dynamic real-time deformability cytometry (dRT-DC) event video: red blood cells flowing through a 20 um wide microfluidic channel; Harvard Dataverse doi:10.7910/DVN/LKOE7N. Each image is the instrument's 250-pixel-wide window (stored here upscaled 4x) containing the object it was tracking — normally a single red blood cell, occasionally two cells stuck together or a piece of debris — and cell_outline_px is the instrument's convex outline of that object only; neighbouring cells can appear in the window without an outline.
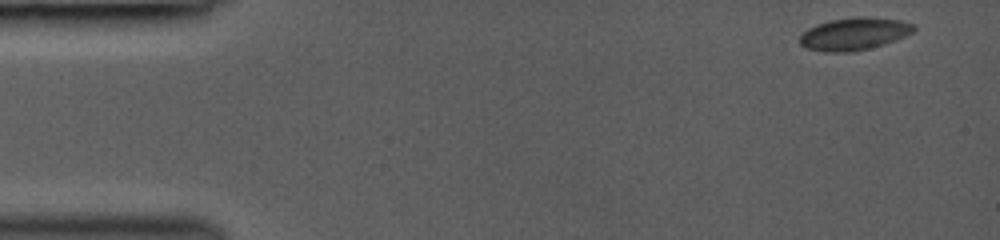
{"species": "common noctule bat (a hibernating species)", "species_latin": "Nyctalus noctula", "temperature_condition": "room temperature", "stored_images_in_passage": 59, "segment_of_instrument_passage": [1, 2], "camera_frame_rate_fps": 3000, "um_per_image_px": 0.085, "animal": {"sex": "female", "body_mass_g": 19.0, "forearm_length_mm": 53.3}, "frame": {"image": 1, "passage_image": 1, "time_ms": 0.0, "image_size_px": [1000, 240], "cell_outline_px": [[916, 28], [912, 32], [896, 40], [884, 44], [852, 52], [824, 52], [804, 48], [800, 44], [800, 36], [808, 28], [816, 24], [832, 20], [860, 16], [864, 16], [900, 20], [916, 24]], "centroid_in_image_um": [72.6, 2.88], "position_along_channel_um": 12.4, "area_um2": 21.62}}
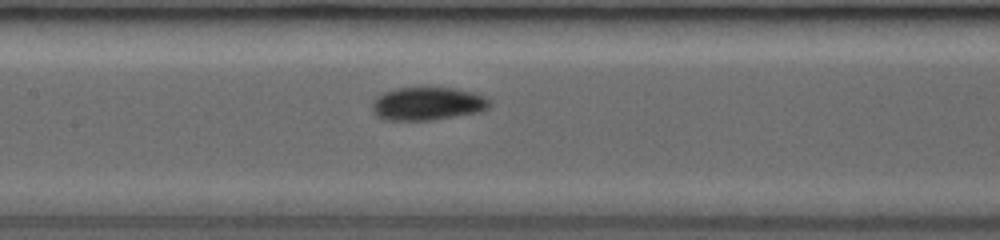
{"frame": {"image": 2, "passage_image": 22, "time_ms": 6.667, "image_size_px": [1000, 240], "cell_outline_px": [[492, 104], [488, 108], [480, 112], [432, 120], [384, 120], [376, 116], [372, 112], [372, 100], [376, 96], [384, 92], [396, 88], [456, 88], [488, 96], [492, 100]], "centroid_in_image_um": [36.36, 8.82], "position_along_channel_um": 171.0, "area_um2": 23.06}}
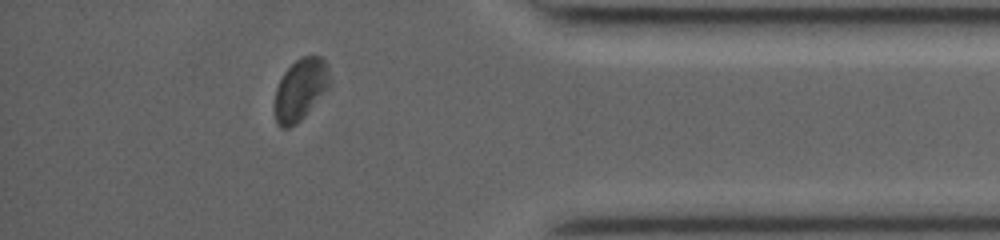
{"frame": {"image": 3, "passage_image": 50, "time_ms": 12.667, "image_size_px": [1000, 240], "cell_outline_px": [[332, 88], [296, 124], [288, 128], [280, 128], [276, 120], [276, 88], [284, 72], [300, 56], [320, 56], [328, 64]], "centroid_in_image_um": [25.61, 7.59], "position_along_channel_um": 409.6, "area_um2": 20.06}}